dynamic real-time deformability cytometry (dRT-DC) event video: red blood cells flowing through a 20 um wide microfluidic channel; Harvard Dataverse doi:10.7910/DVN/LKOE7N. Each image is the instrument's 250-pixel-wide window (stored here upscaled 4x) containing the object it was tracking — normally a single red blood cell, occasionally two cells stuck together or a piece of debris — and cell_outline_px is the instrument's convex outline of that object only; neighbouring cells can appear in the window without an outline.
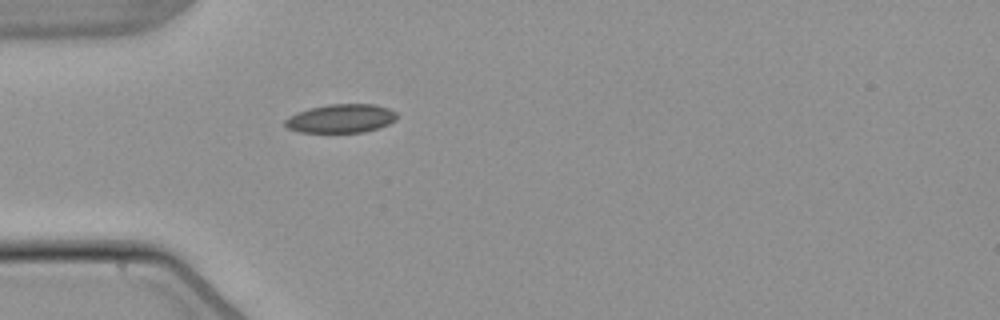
{"species": "common noctule bat (a hibernating species)", "species_latin": "Nyctalus noctula", "temperature_condition": "warm", "stored_images_in_passage": 40, "camera_frame_rate_fps": 3000, "um_per_image_px": 0.085, "animal": {"sex": "male", "body_mass_g": 21.5, "forearm_length_mm": 52.0}, "frame": {"image": 1, "passage_image": 3, "time_ms": 0.667, "image_size_px": [1000, 320], "cell_outline_px": [[396, 116], [388, 124], [380, 128], [364, 132], [300, 132], [288, 128], [284, 124], [284, 120], [288, 116], [296, 112], [328, 104], [376, 104], [388, 108], [396, 112]], "centroid_in_image_um": [28.96, 10.07], "position_along_channel_um": 56.0, "area_um2": 18.61}}
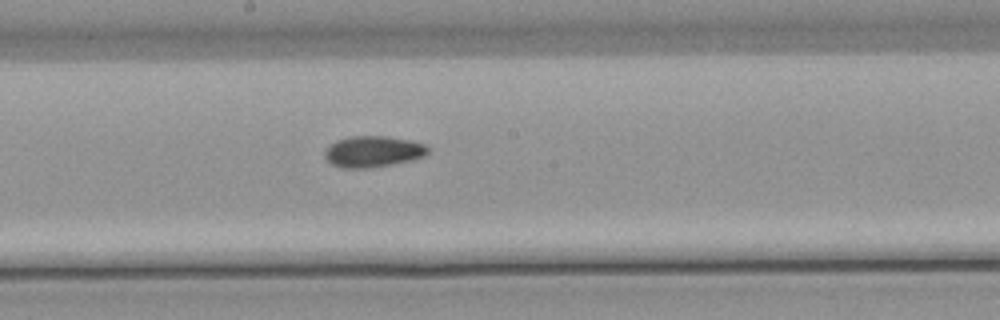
{"frame": {"image": 2, "passage_image": 16, "time_ms": 5.0, "image_size_px": [1000, 320], "cell_outline_px": [[432, 148], [424, 156], [412, 160], [392, 164], [368, 168], [344, 168], [332, 164], [324, 156], [324, 148], [328, 144], [336, 140], [348, 136], [388, 136], [412, 140], [428, 144]], "centroid_in_image_um": [31.73, 12.86], "position_along_channel_um": 216.5, "area_um2": 19.19}}
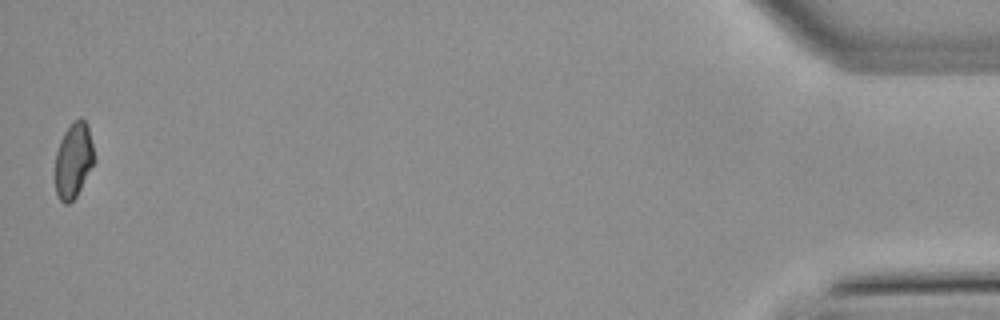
{"frame": {"image": 3, "passage_image": 40, "time_ms": 13.0, "image_size_px": [1000, 320], "cell_outline_px": [[96, 160], [76, 196], [68, 204], [64, 204], [60, 200], [56, 192], [56, 152], [60, 140], [64, 132], [80, 116], [88, 124]], "centroid_in_image_um": [6.27, 13.62], "position_along_channel_um": 428.9, "area_um2": 17.05}, "authors_computed_cell_mechanics": {"area_um2": 17.9469, "velocity_mm_per_s": 3.845, "shape_relaxation_time_tau1_ms": null, "shape_relaxation_time_tau2_ms": 4.6937, "deformation_change_tau1": null, "deformation_change_tau2": 0.0921}}